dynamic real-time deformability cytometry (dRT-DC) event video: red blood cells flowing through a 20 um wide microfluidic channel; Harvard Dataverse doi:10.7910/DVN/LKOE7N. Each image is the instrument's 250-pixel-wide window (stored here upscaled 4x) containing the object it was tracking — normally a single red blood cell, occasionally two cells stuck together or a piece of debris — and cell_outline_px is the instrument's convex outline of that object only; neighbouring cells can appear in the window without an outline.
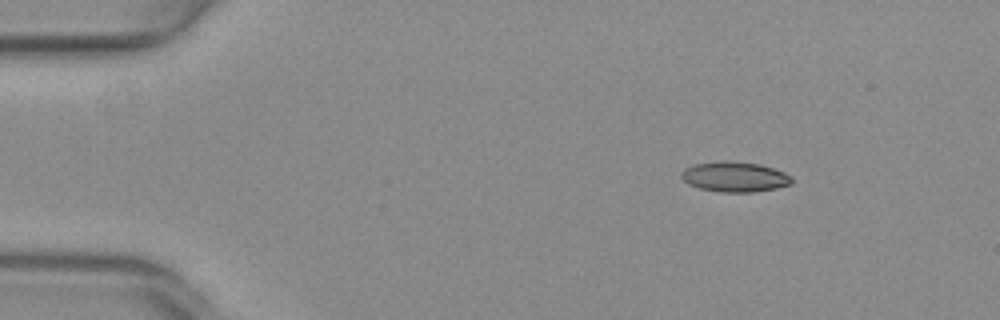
{"species": "common noctule bat (a hibernating species)", "species_latin": "Nyctalus noctula", "temperature_condition": "warm", "stored_images_in_passage": 5, "camera_frame_rate_fps": 3000, "um_per_image_px": 0.085, "animal": {"sex": "female", "body_mass_g": 29.2, "forearm_length_mm": 56.3}, "frame": {"image": 1, "passage_image": 1, "time_ms": 0.0, "image_size_px": [1000, 320], "cell_outline_px": [[792, 184], [776, 188], [752, 192], [720, 192], [700, 188], [688, 184], [680, 176], [680, 172], [684, 168], [696, 164], [724, 160], [728, 160], [760, 164], [784, 172], [792, 176]], "centroid_in_image_um": [62.44, 15.02], "position_along_channel_um": 22.6, "area_um2": 19.48}}